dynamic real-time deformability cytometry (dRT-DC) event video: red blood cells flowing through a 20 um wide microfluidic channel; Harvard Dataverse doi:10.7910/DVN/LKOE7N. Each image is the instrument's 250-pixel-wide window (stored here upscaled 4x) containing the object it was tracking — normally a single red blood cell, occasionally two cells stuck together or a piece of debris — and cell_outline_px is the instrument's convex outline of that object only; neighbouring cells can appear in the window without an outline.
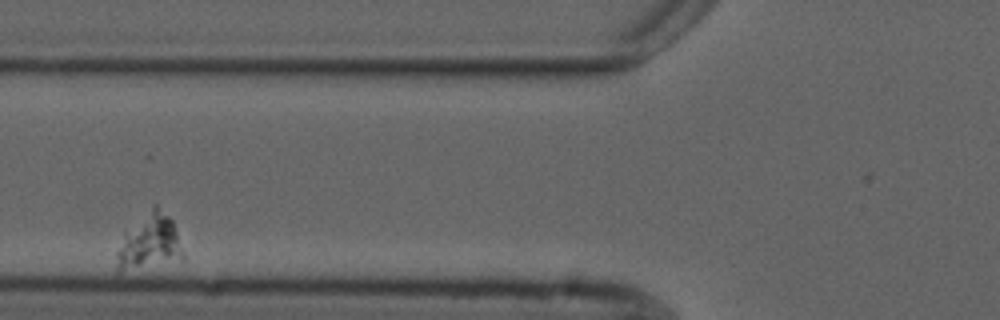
{"species": "common noctule bat (a hibernating species)", "species_latin": "Nyctalus noctula", "temperature_condition": "cold", "stored_images_in_passage": 8, "camera_frame_rate_fps": 3000, "um_per_image_px": 0.085, "animal": {"sex": "male", "forearm_length_mm": 52.5}, "frame": {"image": 1, "passage_image": 2, "time_ms": 1.333, "image_size_px": [1000, 320], "cell_outline_px": [[184, 260], [120, 272], [116, 272], [116, 252], [124, 232], [152, 204], [156, 204], [172, 220], [184, 256]], "centroid_in_image_um": [12.66, 20.58], "position_along_channel_um": 113.1, "area_um2": 21.73}}
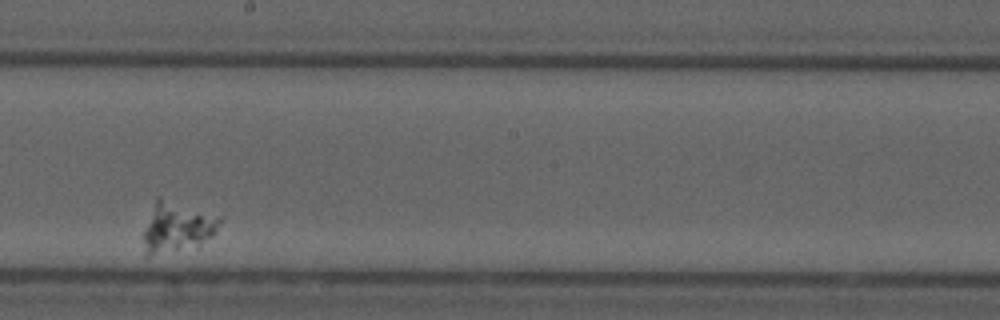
{"frame": {"image": 2, "passage_image": 5, "time_ms": 5.333, "image_size_px": [1000, 320], "cell_outline_px": [[224, 220], [216, 232], [212, 236], [200, 244], [148, 256], [144, 256], [144, 232], [156, 196], [160, 196], [224, 216]], "centroid_in_image_um": [15.11, 19.25], "position_along_channel_um": 233.1, "area_um2": 22.48}}
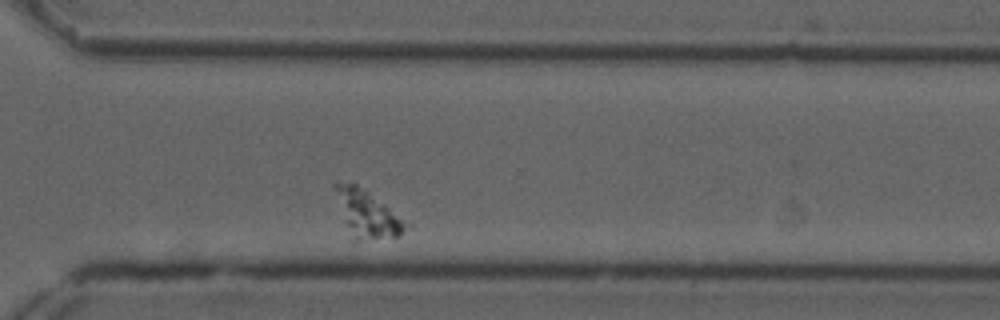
{"frame": {"image": 3, "passage_image": 8, "time_ms": 8.667, "image_size_px": [1000, 320], "cell_outline_px": [[412, 228], [400, 236], [356, 240], [352, 240], [344, 224], [332, 188], [332, 184], [356, 184], [412, 224]], "centroid_in_image_um": [31.23, 18.22], "position_along_channel_um": 339.4, "area_um2": 19.54}}